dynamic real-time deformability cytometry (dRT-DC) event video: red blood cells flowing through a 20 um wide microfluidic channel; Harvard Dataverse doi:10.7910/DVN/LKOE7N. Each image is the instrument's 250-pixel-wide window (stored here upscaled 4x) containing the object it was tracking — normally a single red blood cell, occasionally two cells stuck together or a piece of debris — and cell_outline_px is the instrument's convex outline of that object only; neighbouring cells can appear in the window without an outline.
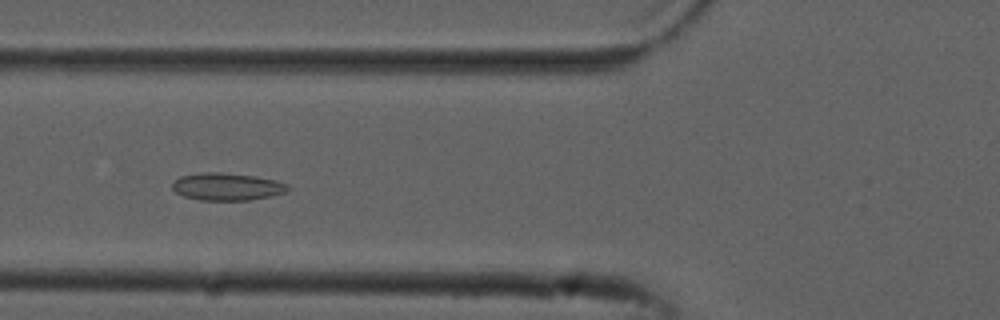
{"species": "common noctule bat (a hibernating species)", "species_latin": "Nyctalus noctula", "temperature_condition": "cold", "stored_images_in_passage": 52, "camera_frame_rate_fps": 3000, "um_per_image_px": 0.085, "animal": {"sex": "male", "forearm_length_mm": 52.5}, "frame": {"image": 1, "passage_image": 19, "time_ms": 6.0, "image_size_px": [1000, 320], "cell_outline_px": [[292, 188], [284, 192], [272, 196], [248, 200], [200, 200], [184, 196], [176, 192], [172, 188], [172, 180], [180, 176], [204, 172], [220, 172], [256, 176], [276, 180], [288, 184]], "centroid_in_image_um": [19.3, 15.86], "position_along_channel_um": 106.5, "area_um2": 18.61}}
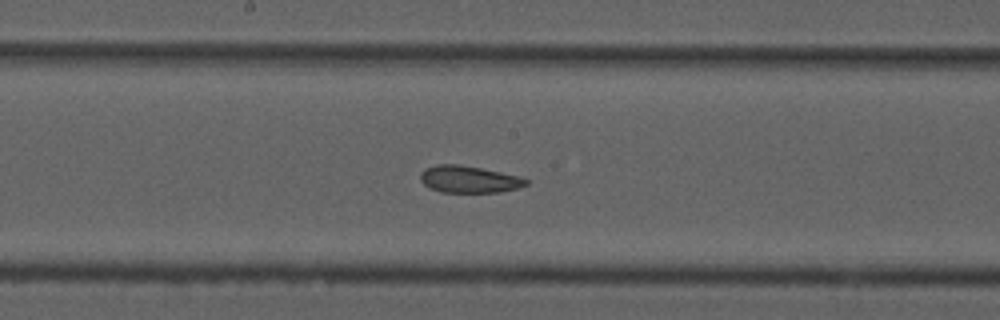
{"frame": {"image": 2, "passage_image": 27, "time_ms": 8.667, "image_size_px": [1000, 320], "cell_outline_px": [[528, 184], [516, 188], [500, 192], [440, 192], [428, 188], [420, 180], [420, 172], [424, 168], [436, 164], [460, 164], [520, 176], [528, 180]], "centroid_in_image_um": [39.81, 15.23], "position_along_channel_um": 208.4, "area_um2": 16.7}}
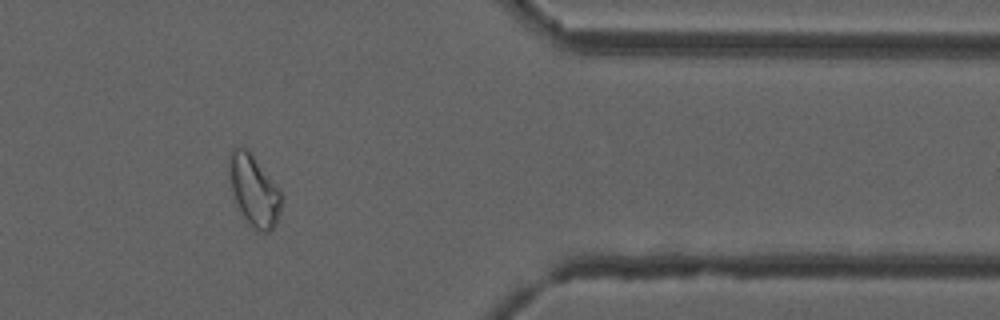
{"frame": {"image": 3, "passage_image": 43, "time_ms": 14.0, "image_size_px": [1000, 320], "cell_outline_px": [[280, 212], [276, 224], [268, 232], [256, 232], [248, 224], [236, 208], [228, 172], [228, 156], [232, 148], [248, 148], [280, 188]], "centroid_in_image_um": [21.56, 16.19], "position_along_channel_um": 389.8, "area_um2": 22.14}, "authors_computed_cell_mechanics": {"area_um2": 20.4612, "velocity_mm_per_s": 3.8151, "shape_relaxation_time_tau1_ms": null, "shape_relaxation_time_tau2_ms": 2.5685, "deformation_change_tau1": null, "deformation_change_tau2": 0.0875}}